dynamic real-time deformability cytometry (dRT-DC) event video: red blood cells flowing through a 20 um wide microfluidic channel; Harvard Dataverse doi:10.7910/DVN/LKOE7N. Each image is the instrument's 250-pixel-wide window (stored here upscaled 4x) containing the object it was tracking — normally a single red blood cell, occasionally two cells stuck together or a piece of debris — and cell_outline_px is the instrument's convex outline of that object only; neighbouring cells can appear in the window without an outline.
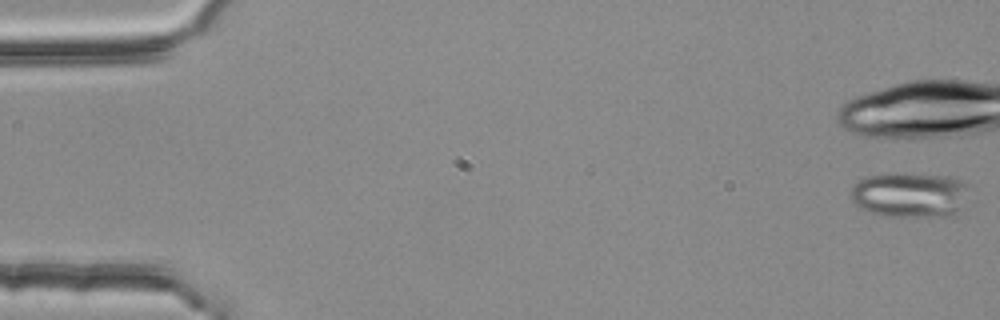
{"species": "common noctule bat (a hibernating species)", "species_latin": "Nyctalus noctula", "temperature_condition": "room temperature", "stored_images_in_passage": 8, "camera_frame_rate_fps": 3000, "um_per_image_px": 0.085, "animal": {"sex": "female", "body_mass_g": 25.1}, "frame": {"image": 1, "passage_image": 1, "time_ms": 0.0, "image_size_px": [1000, 320], "cell_outline_px": [[968, 184], [956, 216], [884, 216], [868, 212], [860, 208], [852, 200], [852, 188], [856, 180], [864, 176], [896, 172], [904, 172], [948, 176], [964, 180]], "centroid_in_image_um": [77.29, 16.53], "position_along_channel_um": 7.7, "area_um2": 31.44}}